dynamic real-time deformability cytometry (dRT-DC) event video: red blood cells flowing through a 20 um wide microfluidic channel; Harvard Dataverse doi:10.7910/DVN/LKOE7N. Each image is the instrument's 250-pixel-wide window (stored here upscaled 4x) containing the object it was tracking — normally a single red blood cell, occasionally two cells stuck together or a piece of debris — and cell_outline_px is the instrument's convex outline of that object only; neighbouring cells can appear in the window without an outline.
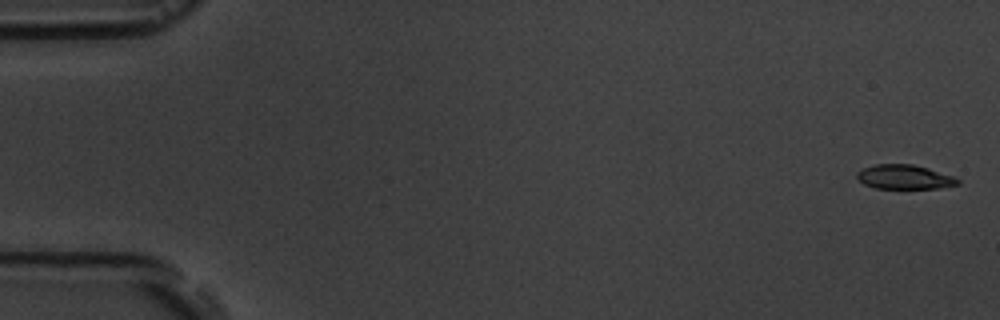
{"species": "common noctule bat (a hibernating species)", "species_latin": "Nyctalus noctula", "temperature_condition": "room temperature", "stored_images_in_passage": 5, "camera_frame_rate_fps": 3000, "um_per_image_px": 0.085, "animal": {"sex": "male", "body_mass_g": 19.5, "forearm_length_mm": 54.6}, "frame": {"image": 1, "passage_image": 1, "time_ms": 0.0, "image_size_px": [1000, 320], "cell_outline_px": [[960, 184], [936, 188], [876, 188], [864, 184], [856, 176], [856, 172], [864, 168], [876, 164], [912, 164], [928, 168], [952, 176], [960, 180]], "centroid_in_image_um": [76.87, 15.04], "position_along_channel_um": 8.1, "area_um2": 14.1}}